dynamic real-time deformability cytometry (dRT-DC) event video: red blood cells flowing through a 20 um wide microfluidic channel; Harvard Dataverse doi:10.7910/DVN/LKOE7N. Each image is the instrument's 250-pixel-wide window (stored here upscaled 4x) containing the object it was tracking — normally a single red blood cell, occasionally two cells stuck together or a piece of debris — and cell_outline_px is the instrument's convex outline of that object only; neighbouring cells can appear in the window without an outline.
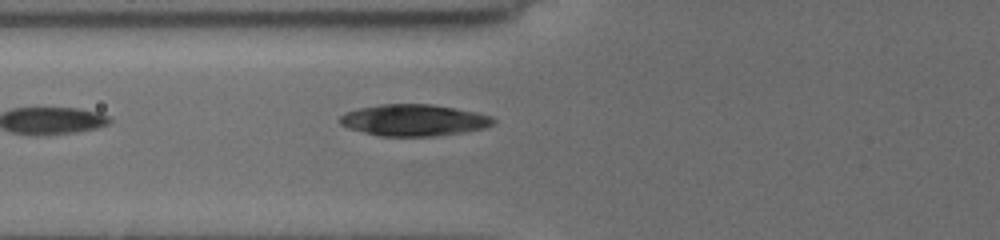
{"species": "common noctule bat (a hibernating species)", "species_latin": "Nyctalus noctula", "temperature_condition": "cold", "stored_images_in_passage": 15, "camera_frame_rate_fps": 3000, "um_per_image_px": 0.085, "animal": {"sex": "female", "body_mass_g": 19.5, "forearm_length_mm": 54.1}, "frame": {"image": 1, "passage_image": 8, "time_ms": 7.0, "image_size_px": [1000, 240], "cell_outline_px": [[496, 120], [492, 124], [484, 128], [464, 132], [432, 136], [380, 136], [348, 128], [340, 124], [340, 116], [348, 112], [360, 108], [384, 104], [432, 104], [476, 112], [492, 116]], "centroid_in_image_um": [35.2, 10.21], "position_along_channel_um": 90.6, "area_um2": 27.98}}
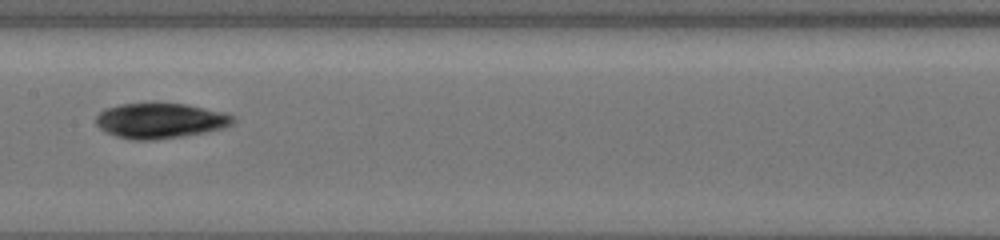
{"frame": {"image": 2, "passage_image": 11, "time_ms": 9.667, "image_size_px": [1000, 240], "cell_outline_px": [[236, 120], [232, 124], [220, 128], [204, 132], [156, 140], [132, 140], [116, 136], [100, 128], [96, 124], [96, 116], [104, 108], [120, 104], [152, 100], [184, 104], [224, 112], [236, 116]], "centroid_in_image_um": [13.59, 10.21], "position_along_channel_um": 193.8, "area_um2": 28.78}}
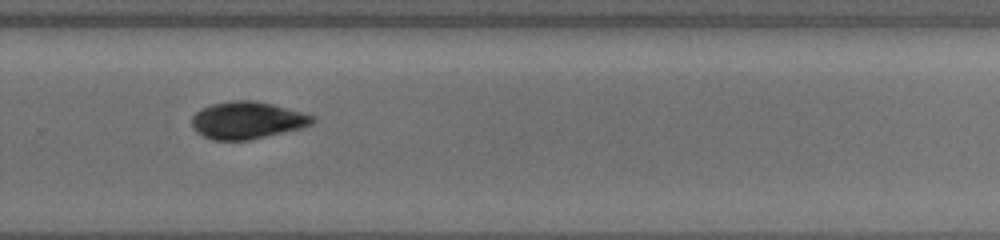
{"frame": {"image": 3, "passage_image": 14, "time_ms": 12.667, "image_size_px": [1000, 240], "cell_outline_px": [[312, 124], [300, 128], [248, 140], [212, 140], [196, 132], [192, 128], [192, 116], [196, 112], [212, 104], [232, 100], [252, 100], [272, 104], [300, 112], [312, 116]], "centroid_in_image_um": [20.94, 10.22], "position_along_channel_um": 308.9, "area_um2": 25.72}}